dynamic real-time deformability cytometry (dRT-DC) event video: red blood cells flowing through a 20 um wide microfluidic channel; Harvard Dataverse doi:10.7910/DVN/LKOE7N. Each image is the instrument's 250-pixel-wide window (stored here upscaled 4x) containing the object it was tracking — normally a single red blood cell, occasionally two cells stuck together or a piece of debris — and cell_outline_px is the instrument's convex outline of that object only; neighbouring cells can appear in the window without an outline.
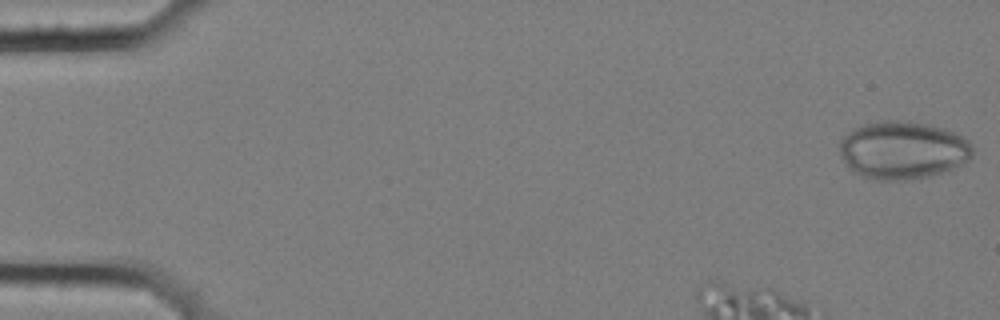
{"species": "common noctule bat (a hibernating species)", "species_latin": "Nyctalus noctula", "temperature_condition": "cold", "stored_images_in_passage": 6, "camera_frame_rate_fps": 3000, "um_per_image_px": 0.085, "animal": {"sex": "female", "body_mass_g": 25.1}, "frame": {"image": 1, "passage_image": 1, "time_ms": 0.0, "image_size_px": [1000, 320], "cell_outline_px": [[972, 156], [968, 160], [952, 168], [928, 176], [900, 180], [880, 180], [864, 176], [848, 168], [840, 152], [840, 140], [852, 128], [864, 124], [884, 120], [908, 120], [928, 124], [944, 128], [964, 136], [968, 140], [972, 148]], "centroid_in_image_um": [76.73, 12.73], "position_along_channel_um": 8.3, "area_um2": 44.68}}